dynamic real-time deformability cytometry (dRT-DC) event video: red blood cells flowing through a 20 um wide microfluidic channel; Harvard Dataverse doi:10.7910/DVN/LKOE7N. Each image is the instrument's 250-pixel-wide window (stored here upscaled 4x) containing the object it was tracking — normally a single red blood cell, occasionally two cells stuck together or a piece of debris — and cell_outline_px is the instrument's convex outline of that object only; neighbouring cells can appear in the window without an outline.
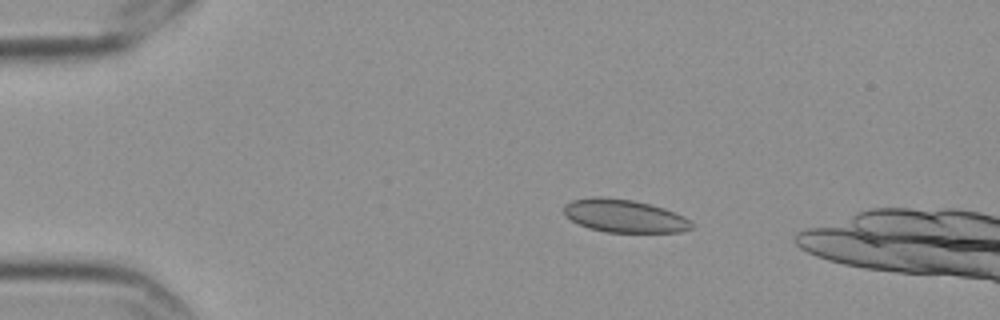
{"species": "Egyptian fruit bat (a non-hibernating species)", "species_latin": "Rousettus aegyptiacus", "temperature_condition": "cold", "stored_images_in_passage": 5, "camera_frame_rate_fps": 3000, "um_per_image_px": 0.085, "frame": {"image": 1, "passage_image": 3, "time_ms": 0.667, "image_size_px": [1000, 320], "cell_outline_px": [[692, 228], [680, 232], [608, 232], [588, 228], [564, 216], [564, 204], [572, 200], [592, 196], [604, 196], [632, 200], [664, 208], [684, 216], [692, 224]], "centroid_in_image_um": [53.02, 18.34], "position_along_channel_um": 32.0, "area_um2": 24.51}}